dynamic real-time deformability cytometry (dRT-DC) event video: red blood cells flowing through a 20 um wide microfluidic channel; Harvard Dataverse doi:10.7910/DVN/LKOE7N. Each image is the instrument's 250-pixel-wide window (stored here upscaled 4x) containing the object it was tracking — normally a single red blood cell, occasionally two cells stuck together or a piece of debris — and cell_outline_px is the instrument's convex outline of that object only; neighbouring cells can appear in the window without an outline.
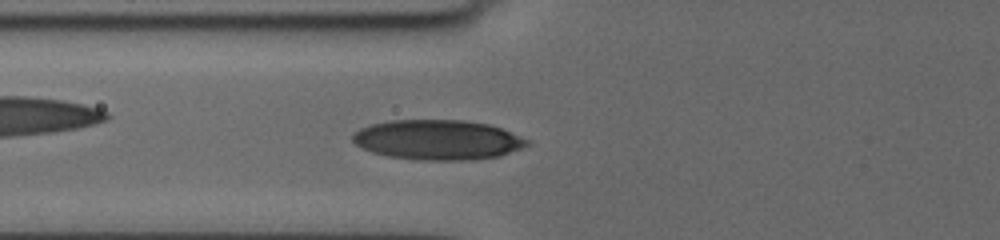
{"species": "human", "species_latin": "Homo sapiens", "temperature_condition": "cold", "stored_images_in_passage": 60, "camera_frame_rate_fps": 3000, "um_per_image_px": 0.085, "donor": {"sex": "female"}, "frame": {"image": 1, "passage_image": 25, "time_ms": 8.0, "image_size_px": [1000, 240], "cell_outline_px": [[532, 144], [524, 148], [500, 156], [468, 160], [424, 160], [388, 156], [372, 152], [356, 144], [352, 140], [352, 136], [360, 128], [372, 124], [392, 120], [464, 120], [488, 124], [500, 128], [532, 140]], "centroid_in_image_um": [37.28, 11.88], "position_along_channel_um": 88.5, "area_um2": 40.63}}
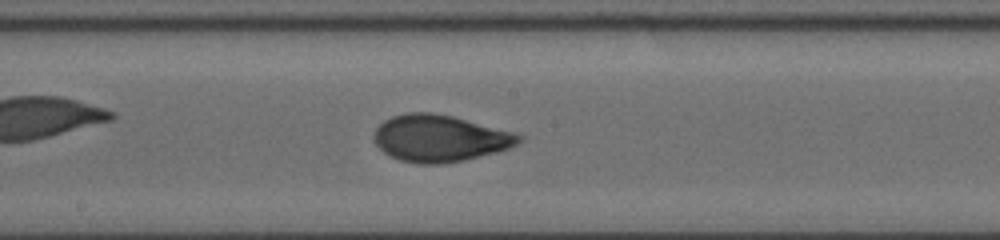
{"frame": {"image": 2, "passage_image": 39, "time_ms": 11.333, "image_size_px": [1000, 240], "cell_outline_px": [[524, 140], [508, 148], [496, 152], [464, 160], [440, 164], [420, 164], [400, 160], [384, 152], [376, 144], [372, 136], [376, 128], [384, 120], [392, 116], [408, 112], [432, 112], [452, 116], [516, 132], [524, 136]], "centroid_in_image_um": [37.4, 11.75], "position_along_channel_um": 210.8, "area_um2": 39.59}}
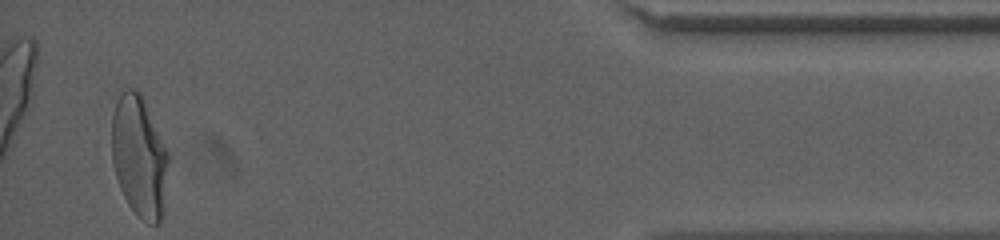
{"frame": {"image": 3, "passage_image": 58, "time_ms": 18.667, "image_size_px": [1000, 240], "cell_outline_px": [[168, 160], [164, 212], [160, 224], [148, 224], [128, 204], [120, 188], [112, 164], [112, 112], [120, 96], [128, 88], [136, 88], [140, 92], [168, 152]], "centroid_in_image_um": [11.84, 13.34], "position_along_channel_um": 423.4, "area_um2": 39.82}, "authors_computed_cell_mechanics": {"area_um2": 38.148, "velocity_mm_per_s": 3.6384, "shape_relaxation_time_tau1_ms": 5.4176, "shape_relaxation_time_tau2_ms": 0.9676, "deformation_change_tau1": 0.1918, "deformation_change_tau2": 0.0589}}